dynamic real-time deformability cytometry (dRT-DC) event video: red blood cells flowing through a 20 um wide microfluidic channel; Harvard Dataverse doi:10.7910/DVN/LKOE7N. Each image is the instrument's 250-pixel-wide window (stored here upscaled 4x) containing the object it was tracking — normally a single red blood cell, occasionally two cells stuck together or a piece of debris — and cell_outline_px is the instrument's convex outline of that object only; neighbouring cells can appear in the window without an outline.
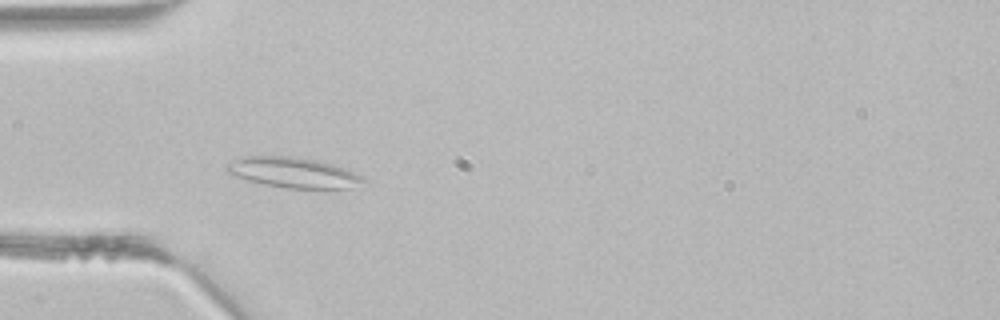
{"species": "common noctule bat (a hibernating species)", "species_latin": "Nyctalus noctula", "temperature_condition": "room temperature", "stored_images_in_passage": 2, "camera_frame_rate_fps": 3000, "um_per_image_px": 0.085, "animal": {"sex": "male", "body_mass_g": 21.5, "forearm_length_mm": 52.0}, "frame": {"image": 1, "passage_image": 1, "time_ms": 0.0, "image_size_px": [1000, 320], "cell_outline_px": [[368, 180], [352, 188], [284, 188], [264, 184], [248, 180], [236, 176], [228, 172], [224, 168], [228, 164], [240, 156], [296, 156], [316, 160], [348, 168]], "centroid_in_image_um": [24.96, 14.66], "position_along_channel_um": 60.0, "area_um2": 24.28}}